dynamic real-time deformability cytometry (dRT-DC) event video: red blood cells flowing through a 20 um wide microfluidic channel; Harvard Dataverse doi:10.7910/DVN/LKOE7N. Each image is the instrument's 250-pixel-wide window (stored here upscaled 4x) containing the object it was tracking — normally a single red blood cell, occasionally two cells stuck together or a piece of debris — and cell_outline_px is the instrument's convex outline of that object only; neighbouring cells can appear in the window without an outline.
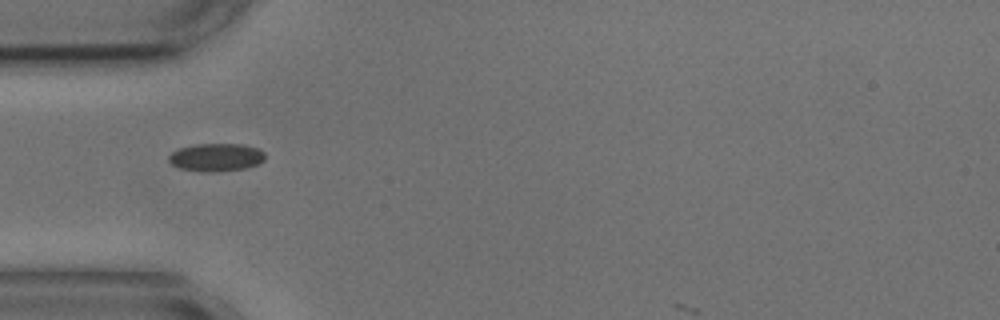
{"species": "common noctule bat (a hibernating species)", "species_latin": "Nyctalus noctula", "temperature_condition": "cold", "stored_images_in_passage": 37, "camera_frame_rate_fps": 3000, "um_per_image_px": 0.085, "animal": {"sex": "male", "body_mass_g": 17.9, "forearm_length_mm": 54.2}, "frame": {"image": 1, "passage_image": 1, "time_ms": 0.0, "image_size_px": [1000, 320], "cell_outline_px": [[264, 160], [260, 164], [248, 168], [180, 168], [172, 164], [168, 160], [168, 156], [172, 152], [180, 148], [196, 144], [240, 144], [256, 148], [264, 152]], "centroid_in_image_um": [18.41, 13.3], "position_along_channel_um": 66.6, "area_um2": 14.57}}
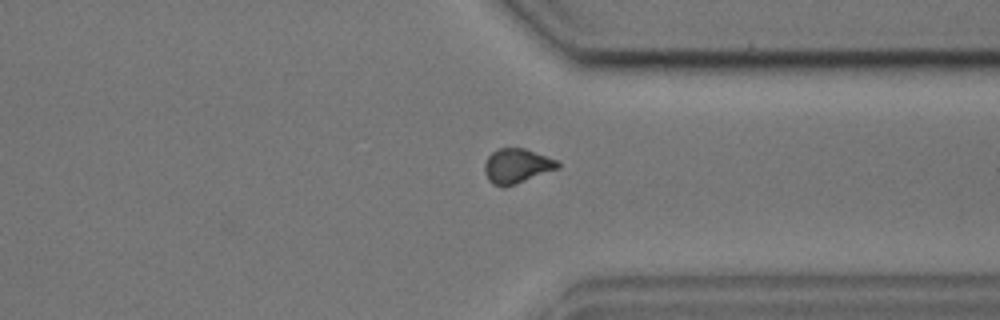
{"frame": {"image": 2, "passage_image": 26, "time_ms": 8.333, "image_size_px": [1000, 320], "cell_outline_px": [[560, 168], [512, 184], [492, 184], [488, 180], [484, 172], [484, 164], [488, 156], [492, 152], [500, 148], [524, 148], [560, 160]], "centroid_in_image_um": [43.96, 14.06], "position_along_channel_um": 367.4, "area_um2": 14.51}}
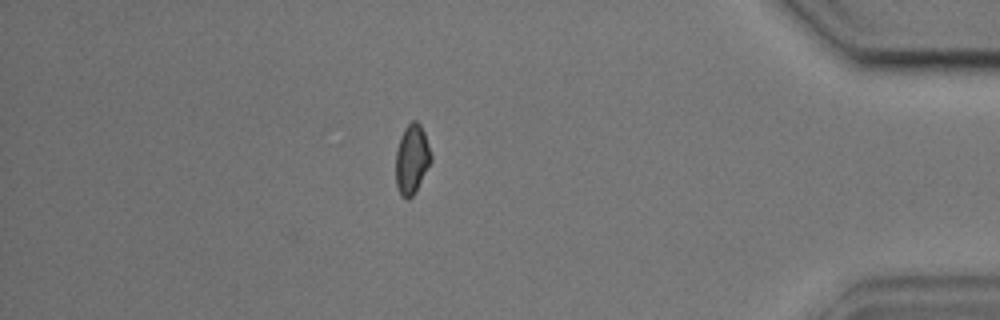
{"frame": {"image": 3, "passage_image": 32, "time_ms": 10.333, "image_size_px": [1000, 320], "cell_outline_px": [[432, 160], [412, 196], [408, 200], [400, 196], [396, 184], [396, 152], [400, 136], [404, 128], [412, 120], [416, 120], [420, 124], [424, 132], [432, 156]], "centroid_in_image_um": [34.99, 13.52], "position_along_channel_um": 400.2, "area_um2": 14.22}, "authors_computed_cell_mechanics": {"area_um2": 14.8546, "velocity_mm_per_s": 3.6169, "shape_relaxation_time_tau1_ms": 6.4704, "shape_relaxation_time_tau2_ms": 2.2538, "deformation_change_tau1": 0.114, "deformation_change_tau2": 0.0598}}